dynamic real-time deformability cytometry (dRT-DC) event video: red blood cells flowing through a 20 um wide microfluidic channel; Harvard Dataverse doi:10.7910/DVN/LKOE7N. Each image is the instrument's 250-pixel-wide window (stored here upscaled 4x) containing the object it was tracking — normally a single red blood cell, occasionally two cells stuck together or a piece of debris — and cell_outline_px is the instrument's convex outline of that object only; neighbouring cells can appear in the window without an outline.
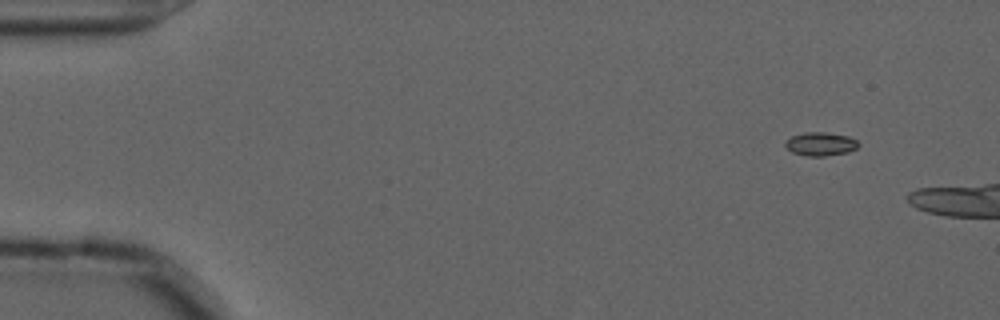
{"species": "common noctule bat (a hibernating species)", "species_latin": "Nyctalus noctula", "temperature_condition": "cold", "stored_images_in_passage": 13, "camera_frame_rate_fps": 3000, "um_per_image_px": 0.085, "animal": {"sex": "male", "forearm_length_mm": 52.5}, "frame": {"image": 1, "passage_image": 6, "time_ms": 1.667, "image_size_px": [1000, 320], "cell_outline_px": [[860, 144], [856, 148], [848, 152], [824, 156], [808, 156], [792, 152], [784, 144], [784, 140], [792, 136], [804, 132], [824, 132], [848, 136], [856, 140]], "centroid_in_image_um": [69.73, 12.23], "position_along_channel_um": 15.3, "area_um2": 10.0}}